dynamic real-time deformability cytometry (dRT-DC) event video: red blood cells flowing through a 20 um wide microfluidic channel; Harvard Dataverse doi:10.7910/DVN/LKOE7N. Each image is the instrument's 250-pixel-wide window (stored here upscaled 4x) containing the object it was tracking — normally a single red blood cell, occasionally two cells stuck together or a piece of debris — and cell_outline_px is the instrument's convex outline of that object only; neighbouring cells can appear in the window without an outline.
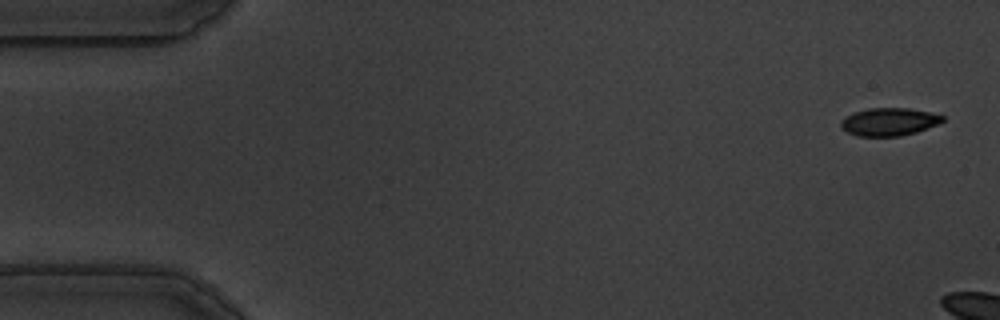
{"species": "common noctule bat (a hibernating species)", "species_latin": "Nyctalus noctula", "temperature_condition": "warm", "stored_images_in_passage": 8, "camera_frame_rate_fps": 3000, "um_per_image_px": 0.085, "animal": {"sex": "male", "body_mass_g": 19.5, "forearm_length_mm": 54.6}, "frame": {"image": 1, "passage_image": 2, "time_ms": 0.333, "image_size_px": [1000, 320], "cell_outline_px": [[944, 120], [936, 124], [916, 132], [900, 136], [856, 136], [840, 128], [840, 120], [844, 116], [868, 108], [908, 108], [928, 112], [944, 116]], "centroid_in_image_um": [75.51, 10.35], "position_along_channel_um": 9.5, "area_um2": 16.42}}